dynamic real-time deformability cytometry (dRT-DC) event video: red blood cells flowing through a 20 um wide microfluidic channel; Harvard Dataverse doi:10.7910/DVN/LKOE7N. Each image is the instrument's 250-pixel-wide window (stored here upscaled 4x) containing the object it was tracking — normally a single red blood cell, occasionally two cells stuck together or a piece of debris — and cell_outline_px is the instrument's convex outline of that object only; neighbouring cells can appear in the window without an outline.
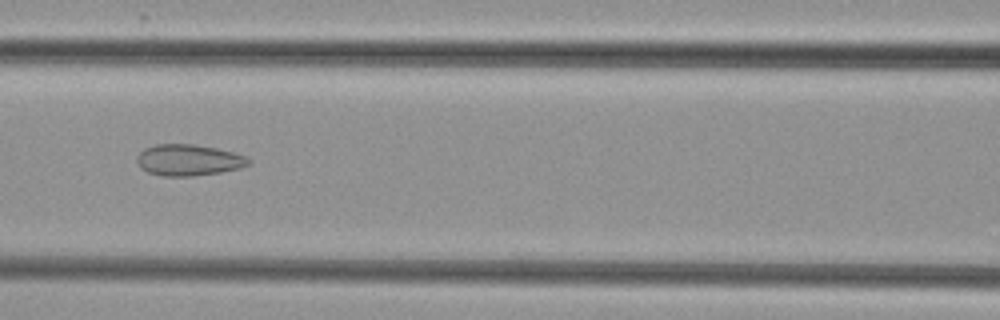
{"species": "common noctule bat (a hibernating species)", "species_latin": "Nyctalus noctula", "temperature_condition": "cold", "stored_images_in_passage": 8, "camera_frame_rate_fps": 3000, "um_per_image_px": 0.085, "animal": {"sex": "female", "body_mass_g": 29.2, "forearm_length_mm": 56.3}, "frame": {"image": 1, "passage_image": 6, "time_ms": 6.667, "image_size_px": [1000, 320], "cell_outline_px": [[248, 164], [240, 168], [220, 172], [192, 176], [164, 176], [148, 172], [140, 168], [136, 160], [136, 156], [144, 148], [156, 144], [196, 144], [216, 148], [232, 152], [244, 156], [248, 160]], "centroid_in_image_um": [15.96, 13.6], "position_along_channel_um": 150.6, "area_um2": 20.23}}
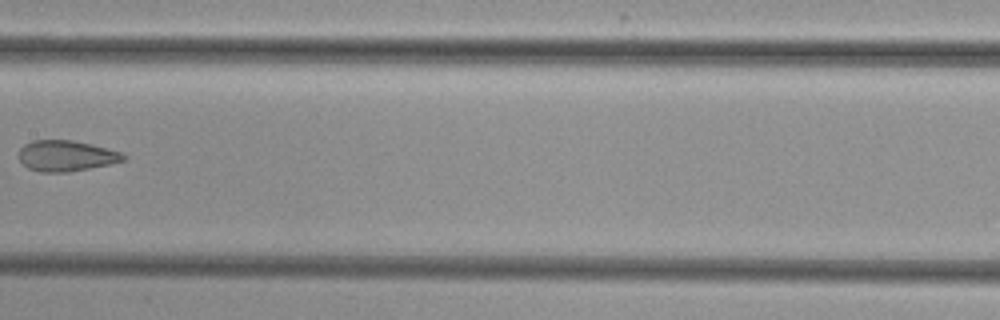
{"frame": {"image": 2, "passage_image": 7, "time_ms": 8.0, "image_size_px": [1000, 320], "cell_outline_px": [[128, 156], [124, 160], [108, 164], [68, 172], [40, 172], [28, 168], [16, 156], [20, 148], [24, 144], [32, 140], [72, 140], [92, 144], [124, 152]], "centroid_in_image_um": [5.61, 13.23], "position_along_channel_um": 201.8, "area_um2": 18.96}}
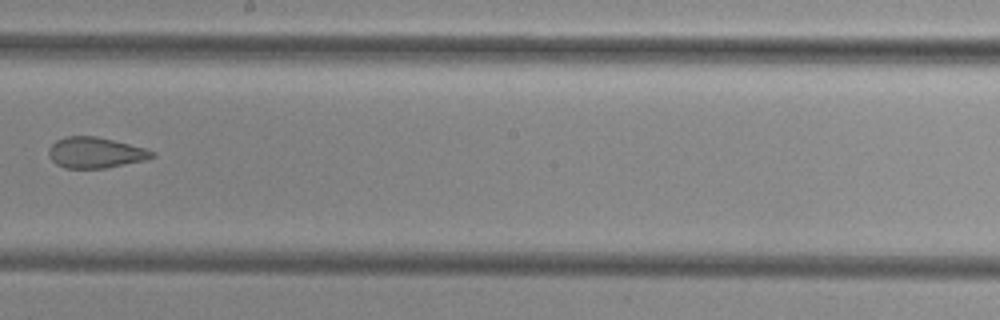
{"frame": {"image": 3, "passage_image": 8, "time_ms": 9.0, "image_size_px": [1000, 320], "cell_outline_px": [[156, 156], [148, 160], [104, 168], [64, 168], [56, 164], [48, 156], [48, 148], [56, 140], [64, 136], [96, 136], [144, 148], [156, 152]], "centroid_in_image_um": [8.1, 12.98], "position_along_channel_um": 240.1, "area_um2": 18.67}}